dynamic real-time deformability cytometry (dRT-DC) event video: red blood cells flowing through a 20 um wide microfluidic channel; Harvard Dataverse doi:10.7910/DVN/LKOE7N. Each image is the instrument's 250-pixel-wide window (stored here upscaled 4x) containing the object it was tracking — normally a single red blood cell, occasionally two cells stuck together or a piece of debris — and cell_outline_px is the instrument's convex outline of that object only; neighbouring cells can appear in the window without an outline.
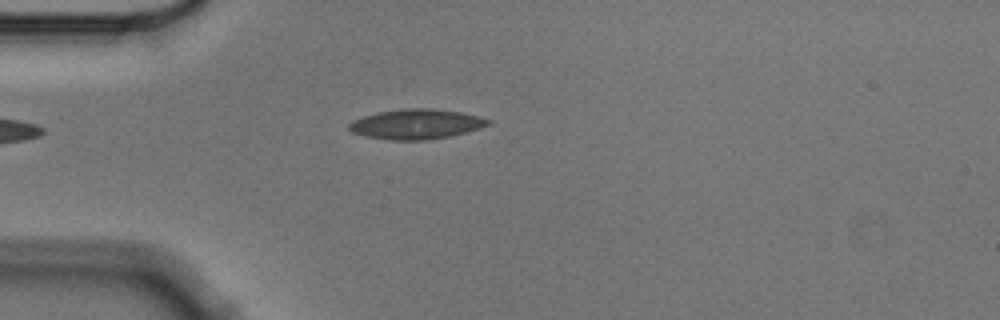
{"species": "Egyptian fruit bat (a non-hibernating species)", "species_latin": "Rousettus aegyptiacus", "temperature_condition": "cold", "stored_images_in_passage": 4, "camera_frame_rate_fps": 3000, "um_per_image_px": 0.085, "animal": {"sex": "male"}, "frame": {"image": 1, "passage_image": 4, "time_ms": 1.0, "image_size_px": [1000, 320], "cell_outline_px": [[492, 120], [488, 124], [480, 128], [448, 136], [428, 140], [388, 140], [364, 136], [352, 132], [348, 128], [348, 124], [352, 120], [376, 112], [404, 108], [432, 108], [460, 112], [480, 116]], "centroid_in_image_um": [35.34, 10.54], "position_along_channel_um": 49.7, "area_um2": 24.33}}